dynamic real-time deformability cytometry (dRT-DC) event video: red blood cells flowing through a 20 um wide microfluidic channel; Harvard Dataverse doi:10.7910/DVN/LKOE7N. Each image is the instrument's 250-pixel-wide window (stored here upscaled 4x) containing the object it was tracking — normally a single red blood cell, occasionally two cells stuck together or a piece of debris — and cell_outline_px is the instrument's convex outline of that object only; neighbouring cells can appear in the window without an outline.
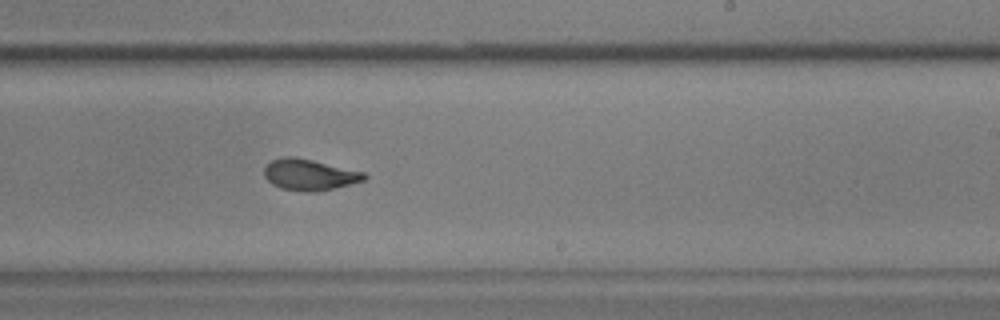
{"species": "common noctule bat (a hibernating species)", "species_latin": "Nyctalus noctula", "temperature_condition": "warm", "stored_images_in_passage": 50, "camera_frame_rate_fps": 3000, "um_per_image_px": 0.085, "animal": {"sex": "male", "body_mass_g": 17.9, "forearm_length_mm": 54.2}, "frame": {"image": 1, "passage_image": 29, "time_ms": 9.333, "image_size_px": [1000, 320], "cell_outline_px": [[368, 176], [364, 180], [316, 192], [304, 192], [280, 188], [272, 184], [264, 176], [264, 168], [272, 160], [284, 156], [292, 156], [312, 160], [364, 172]], "centroid_in_image_um": [26.27, 14.85], "position_along_channel_um": 262.7, "area_um2": 17.98}, "authors_computed_cell_mechanics": {"area_um2": 18.3226, "velocity_mm_per_s": 3.5891, "shape_relaxation_time_tau1_ms": 4.8777, "shape_relaxation_time_tau2_ms": 1.6909, "deformation_change_tau1": 0.1699, "deformation_change_tau2": 0.0724}}